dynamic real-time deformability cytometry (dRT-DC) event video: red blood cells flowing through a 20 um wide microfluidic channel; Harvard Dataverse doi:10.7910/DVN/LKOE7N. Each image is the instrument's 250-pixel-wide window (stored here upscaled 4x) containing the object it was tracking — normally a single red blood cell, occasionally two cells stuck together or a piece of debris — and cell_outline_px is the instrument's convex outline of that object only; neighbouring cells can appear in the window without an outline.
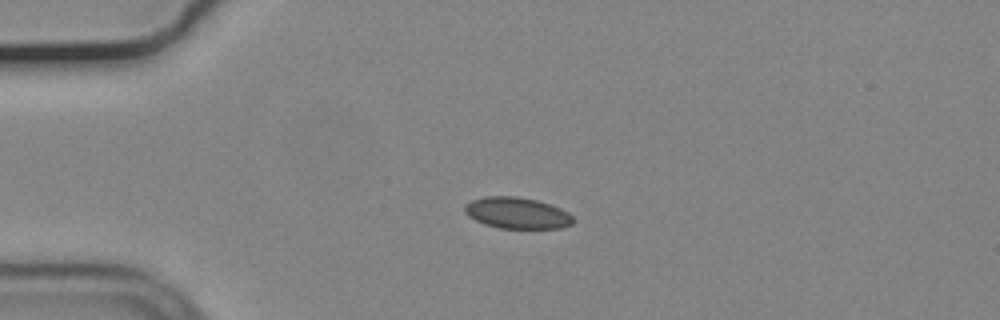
{"species": "common noctule bat (a hibernating species)", "species_latin": "Nyctalus noctula", "temperature_condition": "cold", "stored_images_in_passage": 43, "camera_frame_rate_fps": 3000, "um_per_image_px": 0.085, "animal": {"sex": "male", "body_mass_g": 19.2, "forearm_length_mm": 51.8}, "frame": {"image": 1, "passage_image": 1, "time_ms": 0.0, "image_size_px": [1000, 320], "cell_outline_px": [[576, 220], [572, 224], [560, 228], [500, 228], [484, 224], [468, 216], [464, 212], [464, 204], [472, 200], [484, 196], [516, 196], [536, 200], [560, 208], [568, 212]], "centroid_in_image_um": [43.94, 18.1], "position_along_channel_um": 41.1, "area_um2": 19.83}}
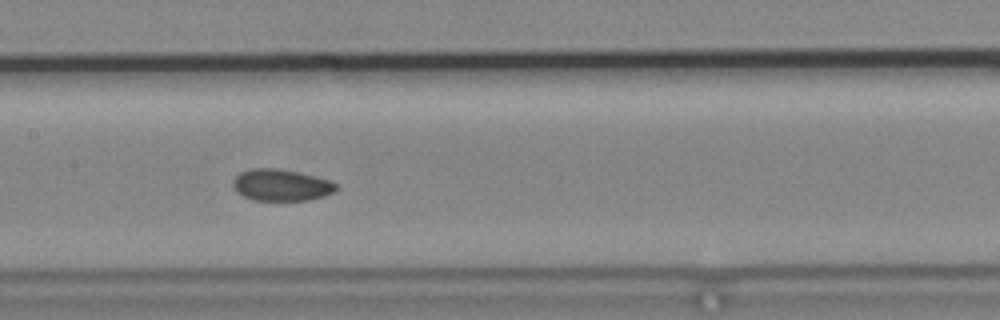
{"frame": {"image": 2, "passage_image": 15, "time_ms": 4.667, "image_size_px": [1000, 320], "cell_outline_px": [[336, 188], [332, 192], [324, 196], [308, 200], [252, 200], [236, 192], [232, 184], [232, 180], [240, 172], [252, 168], [276, 168], [296, 172], [328, 180], [336, 184]], "centroid_in_image_um": [23.83, 15.73], "position_along_channel_um": 183.6, "area_um2": 18.79}}
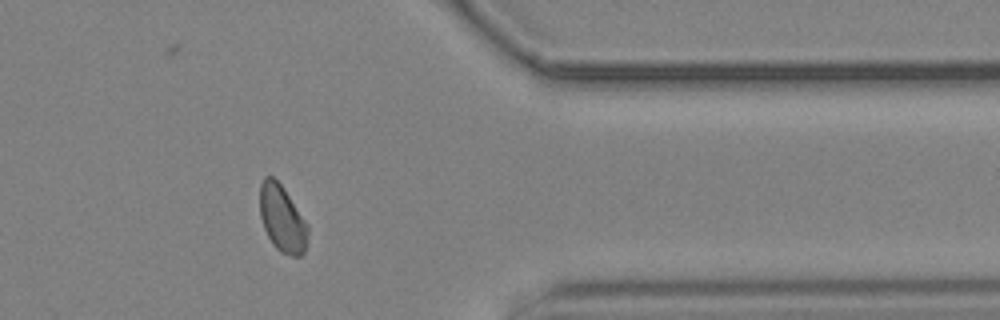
{"frame": {"image": 3, "passage_image": 33, "time_ms": 10.667, "image_size_px": [1000, 320], "cell_outline_px": [[308, 232], [304, 252], [300, 256], [292, 256], [280, 252], [272, 244], [264, 228], [260, 216], [260, 184], [264, 176], [272, 176], [284, 188], [308, 224]], "centroid_in_image_um": [23.98, 18.58], "position_along_channel_um": 387.4, "area_um2": 18.67}, "authors_computed_cell_mechanics": {"area_um2": 18.9584, "velocity_mm_per_s": 3.6776, "shape_relaxation_time_tau1_ms": null, "shape_relaxation_time_tau2_ms": 7.566, "deformation_change_tau1": null, "deformation_change_tau2": 0.0543}}